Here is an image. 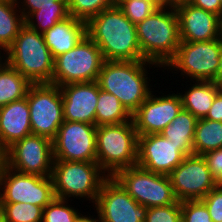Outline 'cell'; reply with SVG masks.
<instances>
[{
    "mask_svg": "<svg viewBox=\"0 0 222 222\" xmlns=\"http://www.w3.org/2000/svg\"><path fill=\"white\" fill-rule=\"evenodd\" d=\"M87 35L100 48L105 61L144 60L136 25L116 5L87 22Z\"/></svg>",
    "mask_w": 222,
    "mask_h": 222,
    "instance_id": "6da1fadb",
    "label": "cell"
},
{
    "mask_svg": "<svg viewBox=\"0 0 222 222\" xmlns=\"http://www.w3.org/2000/svg\"><path fill=\"white\" fill-rule=\"evenodd\" d=\"M147 65L160 67L146 61H104L98 84L100 89L115 95L132 115L151 93Z\"/></svg>",
    "mask_w": 222,
    "mask_h": 222,
    "instance_id": "7a4b0ae2",
    "label": "cell"
},
{
    "mask_svg": "<svg viewBox=\"0 0 222 222\" xmlns=\"http://www.w3.org/2000/svg\"><path fill=\"white\" fill-rule=\"evenodd\" d=\"M136 33L143 59L164 68L181 42L176 9L158 8L136 25Z\"/></svg>",
    "mask_w": 222,
    "mask_h": 222,
    "instance_id": "3957f363",
    "label": "cell"
},
{
    "mask_svg": "<svg viewBox=\"0 0 222 222\" xmlns=\"http://www.w3.org/2000/svg\"><path fill=\"white\" fill-rule=\"evenodd\" d=\"M6 56L7 64L32 84L52 82L54 59L42 33L25 24L7 49Z\"/></svg>",
    "mask_w": 222,
    "mask_h": 222,
    "instance_id": "277c9868",
    "label": "cell"
},
{
    "mask_svg": "<svg viewBox=\"0 0 222 222\" xmlns=\"http://www.w3.org/2000/svg\"><path fill=\"white\" fill-rule=\"evenodd\" d=\"M137 158L138 133L132 120L97 126L96 162L109 177L119 170L136 166Z\"/></svg>",
    "mask_w": 222,
    "mask_h": 222,
    "instance_id": "5b68a950",
    "label": "cell"
},
{
    "mask_svg": "<svg viewBox=\"0 0 222 222\" xmlns=\"http://www.w3.org/2000/svg\"><path fill=\"white\" fill-rule=\"evenodd\" d=\"M51 177L55 198H87L94 206L101 186L109 176L97 162L54 160Z\"/></svg>",
    "mask_w": 222,
    "mask_h": 222,
    "instance_id": "8992f818",
    "label": "cell"
},
{
    "mask_svg": "<svg viewBox=\"0 0 222 222\" xmlns=\"http://www.w3.org/2000/svg\"><path fill=\"white\" fill-rule=\"evenodd\" d=\"M100 48L86 35L72 50L54 59L52 84L97 81L104 63Z\"/></svg>",
    "mask_w": 222,
    "mask_h": 222,
    "instance_id": "52a82bcc",
    "label": "cell"
},
{
    "mask_svg": "<svg viewBox=\"0 0 222 222\" xmlns=\"http://www.w3.org/2000/svg\"><path fill=\"white\" fill-rule=\"evenodd\" d=\"M113 177L138 204L147 208L181 204L167 175L156 174L136 165L119 170Z\"/></svg>",
    "mask_w": 222,
    "mask_h": 222,
    "instance_id": "ba28073f",
    "label": "cell"
},
{
    "mask_svg": "<svg viewBox=\"0 0 222 222\" xmlns=\"http://www.w3.org/2000/svg\"><path fill=\"white\" fill-rule=\"evenodd\" d=\"M222 37L211 41H181L175 57L165 69L180 71L191 81H213L219 65ZM193 79V80H192Z\"/></svg>",
    "mask_w": 222,
    "mask_h": 222,
    "instance_id": "9c48e42d",
    "label": "cell"
},
{
    "mask_svg": "<svg viewBox=\"0 0 222 222\" xmlns=\"http://www.w3.org/2000/svg\"><path fill=\"white\" fill-rule=\"evenodd\" d=\"M26 97L32 134L53 140L64 122L60 87L52 83L31 84Z\"/></svg>",
    "mask_w": 222,
    "mask_h": 222,
    "instance_id": "30bf717a",
    "label": "cell"
},
{
    "mask_svg": "<svg viewBox=\"0 0 222 222\" xmlns=\"http://www.w3.org/2000/svg\"><path fill=\"white\" fill-rule=\"evenodd\" d=\"M55 198L51 176L23 174L5 167L0 177V203H30L45 207Z\"/></svg>",
    "mask_w": 222,
    "mask_h": 222,
    "instance_id": "8fae6325",
    "label": "cell"
},
{
    "mask_svg": "<svg viewBox=\"0 0 222 222\" xmlns=\"http://www.w3.org/2000/svg\"><path fill=\"white\" fill-rule=\"evenodd\" d=\"M7 167L23 174L52 175L53 147L47 137L30 134L6 149Z\"/></svg>",
    "mask_w": 222,
    "mask_h": 222,
    "instance_id": "7c38bea8",
    "label": "cell"
},
{
    "mask_svg": "<svg viewBox=\"0 0 222 222\" xmlns=\"http://www.w3.org/2000/svg\"><path fill=\"white\" fill-rule=\"evenodd\" d=\"M96 129L94 124L64 120L52 140L53 159L96 162Z\"/></svg>",
    "mask_w": 222,
    "mask_h": 222,
    "instance_id": "4fadbf2b",
    "label": "cell"
},
{
    "mask_svg": "<svg viewBox=\"0 0 222 222\" xmlns=\"http://www.w3.org/2000/svg\"><path fill=\"white\" fill-rule=\"evenodd\" d=\"M178 201L201 200L218 182L202 155H189L168 175Z\"/></svg>",
    "mask_w": 222,
    "mask_h": 222,
    "instance_id": "5bb4252c",
    "label": "cell"
},
{
    "mask_svg": "<svg viewBox=\"0 0 222 222\" xmlns=\"http://www.w3.org/2000/svg\"><path fill=\"white\" fill-rule=\"evenodd\" d=\"M94 207L101 222H145L147 212L114 177L103 182Z\"/></svg>",
    "mask_w": 222,
    "mask_h": 222,
    "instance_id": "9a60e30c",
    "label": "cell"
},
{
    "mask_svg": "<svg viewBox=\"0 0 222 222\" xmlns=\"http://www.w3.org/2000/svg\"><path fill=\"white\" fill-rule=\"evenodd\" d=\"M151 91L148 98L132 114L138 136L158 134L167 127L183 109L179 93L155 96Z\"/></svg>",
    "mask_w": 222,
    "mask_h": 222,
    "instance_id": "2e32d148",
    "label": "cell"
},
{
    "mask_svg": "<svg viewBox=\"0 0 222 222\" xmlns=\"http://www.w3.org/2000/svg\"><path fill=\"white\" fill-rule=\"evenodd\" d=\"M186 156L160 133L138 136L137 165L147 171L168 176Z\"/></svg>",
    "mask_w": 222,
    "mask_h": 222,
    "instance_id": "e0dca14e",
    "label": "cell"
},
{
    "mask_svg": "<svg viewBox=\"0 0 222 222\" xmlns=\"http://www.w3.org/2000/svg\"><path fill=\"white\" fill-rule=\"evenodd\" d=\"M181 41L202 42L221 38L222 18L190 3L176 8Z\"/></svg>",
    "mask_w": 222,
    "mask_h": 222,
    "instance_id": "ac0fdd59",
    "label": "cell"
},
{
    "mask_svg": "<svg viewBox=\"0 0 222 222\" xmlns=\"http://www.w3.org/2000/svg\"><path fill=\"white\" fill-rule=\"evenodd\" d=\"M63 100V119L95 125L98 82L70 83L60 86Z\"/></svg>",
    "mask_w": 222,
    "mask_h": 222,
    "instance_id": "d6986e66",
    "label": "cell"
},
{
    "mask_svg": "<svg viewBox=\"0 0 222 222\" xmlns=\"http://www.w3.org/2000/svg\"><path fill=\"white\" fill-rule=\"evenodd\" d=\"M32 134L27 97L0 107V144L7 149Z\"/></svg>",
    "mask_w": 222,
    "mask_h": 222,
    "instance_id": "ffe728a7",
    "label": "cell"
},
{
    "mask_svg": "<svg viewBox=\"0 0 222 222\" xmlns=\"http://www.w3.org/2000/svg\"><path fill=\"white\" fill-rule=\"evenodd\" d=\"M86 35L87 22L73 16L56 23L43 33L53 59L72 50Z\"/></svg>",
    "mask_w": 222,
    "mask_h": 222,
    "instance_id": "44dd1931",
    "label": "cell"
},
{
    "mask_svg": "<svg viewBox=\"0 0 222 222\" xmlns=\"http://www.w3.org/2000/svg\"><path fill=\"white\" fill-rule=\"evenodd\" d=\"M185 93H179L183 109L190 112L197 119L205 118L208 114L216 94L222 89V85L214 81H193Z\"/></svg>",
    "mask_w": 222,
    "mask_h": 222,
    "instance_id": "7402d4cb",
    "label": "cell"
},
{
    "mask_svg": "<svg viewBox=\"0 0 222 222\" xmlns=\"http://www.w3.org/2000/svg\"><path fill=\"white\" fill-rule=\"evenodd\" d=\"M197 120L190 112L182 109L160 134L178 145L187 156L194 155L193 140Z\"/></svg>",
    "mask_w": 222,
    "mask_h": 222,
    "instance_id": "603a6c76",
    "label": "cell"
},
{
    "mask_svg": "<svg viewBox=\"0 0 222 222\" xmlns=\"http://www.w3.org/2000/svg\"><path fill=\"white\" fill-rule=\"evenodd\" d=\"M132 120V115L120 103L119 99L109 92L100 89L95 111V125L121 124Z\"/></svg>",
    "mask_w": 222,
    "mask_h": 222,
    "instance_id": "cb8c5ba5",
    "label": "cell"
},
{
    "mask_svg": "<svg viewBox=\"0 0 222 222\" xmlns=\"http://www.w3.org/2000/svg\"><path fill=\"white\" fill-rule=\"evenodd\" d=\"M32 83L6 64L0 70V107L26 97Z\"/></svg>",
    "mask_w": 222,
    "mask_h": 222,
    "instance_id": "d4e9b609",
    "label": "cell"
},
{
    "mask_svg": "<svg viewBox=\"0 0 222 222\" xmlns=\"http://www.w3.org/2000/svg\"><path fill=\"white\" fill-rule=\"evenodd\" d=\"M220 148H222V122L198 119L193 140L194 155H203Z\"/></svg>",
    "mask_w": 222,
    "mask_h": 222,
    "instance_id": "484cf974",
    "label": "cell"
},
{
    "mask_svg": "<svg viewBox=\"0 0 222 222\" xmlns=\"http://www.w3.org/2000/svg\"><path fill=\"white\" fill-rule=\"evenodd\" d=\"M17 8V3L0 0V46L6 50L25 25V19Z\"/></svg>",
    "mask_w": 222,
    "mask_h": 222,
    "instance_id": "4316f807",
    "label": "cell"
},
{
    "mask_svg": "<svg viewBox=\"0 0 222 222\" xmlns=\"http://www.w3.org/2000/svg\"><path fill=\"white\" fill-rule=\"evenodd\" d=\"M69 16L68 6H47L33 12L25 20V24L30 29L43 34L53 25Z\"/></svg>",
    "mask_w": 222,
    "mask_h": 222,
    "instance_id": "83f0119b",
    "label": "cell"
},
{
    "mask_svg": "<svg viewBox=\"0 0 222 222\" xmlns=\"http://www.w3.org/2000/svg\"><path fill=\"white\" fill-rule=\"evenodd\" d=\"M4 222H42L43 207L30 203H0Z\"/></svg>",
    "mask_w": 222,
    "mask_h": 222,
    "instance_id": "f1b7e54d",
    "label": "cell"
},
{
    "mask_svg": "<svg viewBox=\"0 0 222 222\" xmlns=\"http://www.w3.org/2000/svg\"><path fill=\"white\" fill-rule=\"evenodd\" d=\"M69 15L84 22L103 10L116 6L113 0H67Z\"/></svg>",
    "mask_w": 222,
    "mask_h": 222,
    "instance_id": "f546056e",
    "label": "cell"
},
{
    "mask_svg": "<svg viewBox=\"0 0 222 222\" xmlns=\"http://www.w3.org/2000/svg\"><path fill=\"white\" fill-rule=\"evenodd\" d=\"M68 201L54 198L43 208L42 222H76L82 214L75 207H70L72 205Z\"/></svg>",
    "mask_w": 222,
    "mask_h": 222,
    "instance_id": "4dcf8cb0",
    "label": "cell"
},
{
    "mask_svg": "<svg viewBox=\"0 0 222 222\" xmlns=\"http://www.w3.org/2000/svg\"><path fill=\"white\" fill-rule=\"evenodd\" d=\"M117 6L135 25L158 9V7L148 0H123Z\"/></svg>",
    "mask_w": 222,
    "mask_h": 222,
    "instance_id": "1f68e13d",
    "label": "cell"
},
{
    "mask_svg": "<svg viewBox=\"0 0 222 222\" xmlns=\"http://www.w3.org/2000/svg\"><path fill=\"white\" fill-rule=\"evenodd\" d=\"M182 222H213L201 200L181 201Z\"/></svg>",
    "mask_w": 222,
    "mask_h": 222,
    "instance_id": "d6a6232c",
    "label": "cell"
},
{
    "mask_svg": "<svg viewBox=\"0 0 222 222\" xmlns=\"http://www.w3.org/2000/svg\"><path fill=\"white\" fill-rule=\"evenodd\" d=\"M145 222H182L181 204L147 208Z\"/></svg>",
    "mask_w": 222,
    "mask_h": 222,
    "instance_id": "836d02e7",
    "label": "cell"
},
{
    "mask_svg": "<svg viewBox=\"0 0 222 222\" xmlns=\"http://www.w3.org/2000/svg\"><path fill=\"white\" fill-rule=\"evenodd\" d=\"M201 201L206 205L213 222L222 221V188L217 185Z\"/></svg>",
    "mask_w": 222,
    "mask_h": 222,
    "instance_id": "e575fe53",
    "label": "cell"
},
{
    "mask_svg": "<svg viewBox=\"0 0 222 222\" xmlns=\"http://www.w3.org/2000/svg\"><path fill=\"white\" fill-rule=\"evenodd\" d=\"M17 6L21 11L24 19L26 20L33 12L39 10L42 7L68 6V3L67 0H18Z\"/></svg>",
    "mask_w": 222,
    "mask_h": 222,
    "instance_id": "d590c367",
    "label": "cell"
},
{
    "mask_svg": "<svg viewBox=\"0 0 222 222\" xmlns=\"http://www.w3.org/2000/svg\"><path fill=\"white\" fill-rule=\"evenodd\" d=\"M203 158L205 159L207 166L212 176L217 182L222 180V148L211 150L204 153Z\"/></svg>",
    "mask_w": 222,
    "mask_h": 222,
    "instance_id": "8d00e7d4",
    "label": "cell"
},
{
    "mask_svg": "<svg viewBox=\"0 0 222 222\" xmlns=\"http://www.w3.org/2000/svg\"><path fill=\"white\" fill-rule=\"evenodd\" d=\"M205 119L222 122V89L216 94Z\"/></svg>",
    "mask_w": 222,
    "mask_h": 222,
    "instance_id": "74e56055",
    "label": "cell"
},
{
    "mask_svg": "<svg viewBox=\"0 0 222 222\" xmlns=\"http://www.w3.org/2000/svg\"><path fill=\"white\" fill-rule=\"evenodd\" d=\"M189 3L195 7L215 13L221 17L220 0H190Z\"/></svg>",
    "mask_w": 222,
    "mask_h": 222,
    "instance_id": "f35d334b",
    "label": "cell"
},
{
    "mask_svg": "<svg viewBox=\"0 0 222 222\" xmlns=\"http://www.w3.org/2000/svg\"><path fill=\"white\" fill-rule=\"evenodd\" d=\"M7 166L6 149L0 144V177Z\"/></svg>",
    "mask_w": 222,
    "mask_h": 222,
    "instance_id": "ab89813d",
    "label": "cell"
},
{
    "mask_svg": "<svg viewBox=\"0 0 222 222\" xmlns=\"http://www.w3.org/2000/svg\"><path fill=\"white\" fill-rule=\"evenodd\" d=\"M190 0H166V8H174L176 9L177 7L181 5H185L186 3H189Z\"/></svg>",
    "mask_w": 222,
    "mask_h": 222,
    "instance_id": "60d3db41",
    "label": "cell"
},
{
    "mask_svg": "<svg viewBox=\"0 0 222 222\" xmlns=\"http://www.w3.org/2000/svg\"><path fill=\"white\" fill-rule=\"evenodd\" d=\"M213 81L216 84L222 85V49H221V54H220V59H219V65L216 71V77Z\"/></svg>",
    "mask_w": 222,
    "mask_h": 222,
    "instance_id": "b9f144b4",
    "label": "cell"
},
{
    "mask_svg": "<svg viewBox=\"0 0 222 222\" xmlns=\"http://www.w3.org/2000/svg\"><path fill=\"white\" fill-rule=\"evenodd\" d=\"M93 216H87V215H81L80 216V218L76 221V222H101V220H100V218H98L99 217V215H97L96 217V219L93 217Z\"/></svg>",
    "mask_w": 222,
    "mask_h": 222,
    "instance_id": "7bdbcfd3",
    "label": "cell"
},
{
    "mask_svg": "<svg viewBox=\"0 0 222 222\" xmlns=\"http://www.w3.org/2000/svg\"><path fill=\"white\" fill-rule=\"evenodd\" d=\"M1 50H3V53H2V51ZM0 70L7 64V56H5V55H7V50L5 49V48H3V47H1L0 46ZM4 52H5V55H4ZM1 54H3L2 56H1ZM6 57V58H5ZM3 59V60H2ZM5 59V60H4Z\"/></svg>",
    "mask_w": 222,
    "mask_h": 222,
    "instance_id": "ee69618b",
    "label": "cell"
},
{
    "mask_svg": "<svg viewBox=\"0 0 222 222\" xmlns=\"http://www.w3.org/2000/svg\"><path fill=\"white\" fill-rule=\"evenodd\" d=\"M158 8H166V0H148Z\"/></svg>",
    "mask_w": 222,
    "mask_h": 222,
    "instance_id": "f6af8a7d",
    "label": "cell"
},
{
    "mask_svg": "<svg viewBox=\"0 0 222 222\" xmlns=\"http://www.w3.org/2000/svg\"><path fill=\"white\" fill-rule=\"evenodd\" d=\"M123 0H113L115 5H118L119 3H121Z\"/></svg>",
    "mask_w": 222,
    "mask_h": 222,
    "instance_id": "bcb514c9",
    "label": "cell"
},
{
    "mask_svg": "<svg viewBox=\"0 0 222 222\" xmlns=\"http://www.w3.org/2000/svg\"><path fill=\"white\" fill-rule=\"evenodd\" d=\"M3 1H8V2H12V3H17L18 0H3Z\"/></svg>",
    "mask_w": 222,
    "mask_h": 222,
    "instance_id": "7dc6e473",
    "label": "cell"
},
{
    "mask_svg": "<svg viewBox=\"0 0 222 222\" xmlns=\"http://www.w3.org/2000/svg\"><path fill=\"white\" fill-rule=\"evenodd\" d=\"M0 222H4V219H3V216H2L1 212H0Z\"/></svg>",
    "mask_w": 222,
    "mask_h": 222,
    "instance_id": "c3c4849f",
    "label": "cell"
},
{
    "mask_svg": "<svg viewBox=\"0 0 222 222\" xmlns=\"http://www.w3.org/2000/svg\"><path fill=\"white\" fill-rule=\"evenodd\" d=\"M220 4H221V18H222V0H220Z\"/></svg>",
    "mask_w": 222,
    "mask_h": 222,
    "instance_id": "681fc988",
    "label": "cell"
},
{
    "mask_svg": "<svg viewBox=\"0 0 222 222\" xmlns=\"http://www.w3.org/2000/svg\"><path fill=\"white\" fill-rule=\"evenodd\" d=\"M218 185L222 188V180L218 182Z\"/></svg>",
    "mask_w": 222,
    "mask_h": 222,
    "instance_id": "f907efd6",
    "label": "cell"
}]
</instances>
